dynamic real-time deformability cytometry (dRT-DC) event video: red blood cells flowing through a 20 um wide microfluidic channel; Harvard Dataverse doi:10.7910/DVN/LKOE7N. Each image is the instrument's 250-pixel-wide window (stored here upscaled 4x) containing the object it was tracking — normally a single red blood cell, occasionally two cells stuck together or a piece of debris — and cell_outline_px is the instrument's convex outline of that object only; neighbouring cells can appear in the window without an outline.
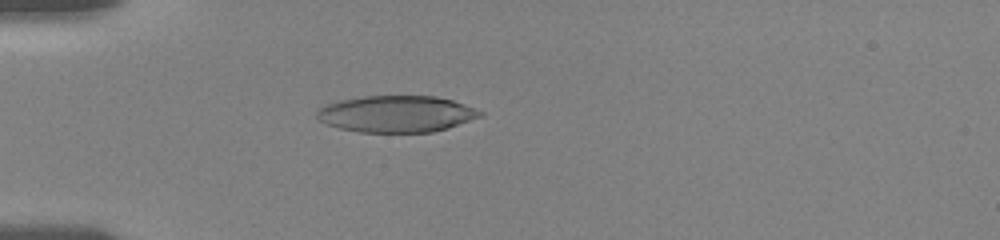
{"species": "human", "species_latin": "Homo sapiens", "temperature_condition": "room temperature", "stored_images_in_passage": 75, "camera_frame_rate_fps": 3000, "um_per_image_px": 0.085, "donor": {"sex": "female"}, "frame": {"image": 1, "passage_image": 26, "time_ms": 5.333, "image_size_px": [1000, 240], "cell_outline_px": [[484, 116], [448, 128], [432, 132], [360, 132], [340, 128], [316, 120], [316, 112], [320, 108], [328, 104], [340, 100], [364, 96], [436, 96], [452, 100], [484, 112]], "centroid_in_image_um": [33.71, 9.69], "position_along_channel_um": 51.3, "area_um2": 34.8}}
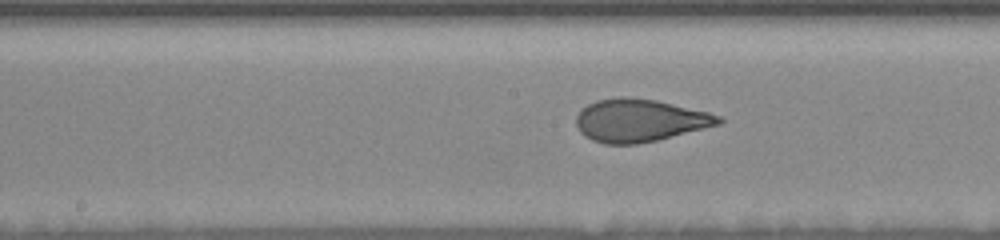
{"frame": {"image": 2, "passage_image": 46, "time_ms": 9.667, "image_size_px": [1000, 240], "cell_outline_px": [[724, 120], [720, 124], [656, 140], [636, 144], [604, 144], [592, 140], [584, 136], [580, 132], [576, 124], [576, 116], [580, 108], [596, 100], [620, 96], [628, 96], [656, 100], [708, 112], [720, 116]], "centroid_in_image_um": [54.32, 10.22], "position_along_channel_um": 193.9, "area_um2": 35.49}}
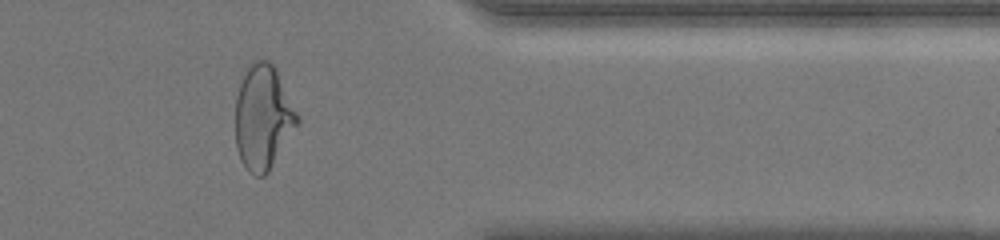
{"frame": {"image": 3, "passage_image": 67, "time_ms": 15.333, "image_size_px": [1000, 240], "cell_outline_px": [[300, 120], [268, 172], [264, 176], [256, 176], [248, 172], [236, 148], [236, 96], [240, 84], [248, 64], [252, 60], [268, 60], [276, 68], [300, 116]], "centroid_in_image_um": [22.36, 9.94], "position_along_channel_um": 389.0, "area_um2": 37.63}, "authors_computed_cell_mechanics": {"area_um2": 35.7204, "velocity_mm_per_s": 3.6501, "shape_relaxation_time_tau1_ms": 5.2464, "shape_relaxation_time_tau2_ms": 0.8421, "deformation_change_tau1": 0.2104, "deformation_change_tau2": 0.0764}}